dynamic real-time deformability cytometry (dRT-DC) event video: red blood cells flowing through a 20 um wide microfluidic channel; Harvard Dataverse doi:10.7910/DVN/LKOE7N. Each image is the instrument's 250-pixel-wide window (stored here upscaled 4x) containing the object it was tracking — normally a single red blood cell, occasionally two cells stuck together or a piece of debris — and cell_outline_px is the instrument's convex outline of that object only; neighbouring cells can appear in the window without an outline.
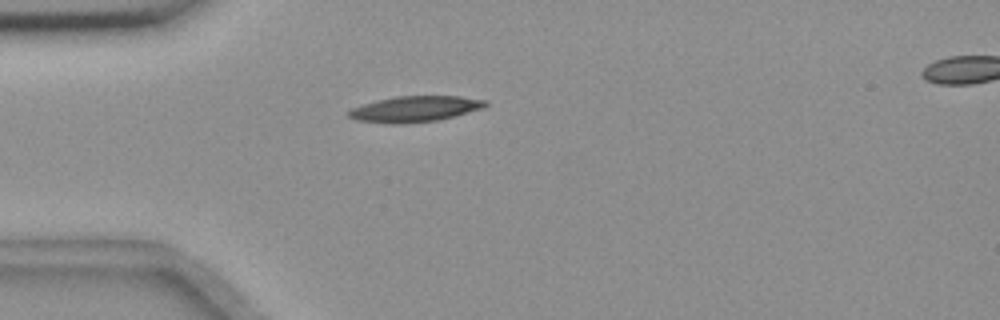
{"species": "common noctule bat (a hibernating species)", "species_latin": "Nyctalus noctula", "temperature_condition": "room temperature", "stored_images_in_passage": 5, "camera_frame_rate_fps": 3000, "um_per_image_px": 0.085, "animal": {"sex": "female", "body_mass_g": 18.4}, "frame": {"image": 1, "passage_image": 4, "time_ms": 4.667, "image_size_px": [1000, 320], "cell_outline_px": [[488, 104], [484, 108], [436, 120], [404, 124], [392, 124], [356, 120], [348, 116], [348, 112], [352, 108], [376, 100], [396, 96], [460, 96], [488, 100]], "centroid_in_image_um": [35.28, 9.26], "position_along_channel_um": 49.7, "area_um2": 20.52}}